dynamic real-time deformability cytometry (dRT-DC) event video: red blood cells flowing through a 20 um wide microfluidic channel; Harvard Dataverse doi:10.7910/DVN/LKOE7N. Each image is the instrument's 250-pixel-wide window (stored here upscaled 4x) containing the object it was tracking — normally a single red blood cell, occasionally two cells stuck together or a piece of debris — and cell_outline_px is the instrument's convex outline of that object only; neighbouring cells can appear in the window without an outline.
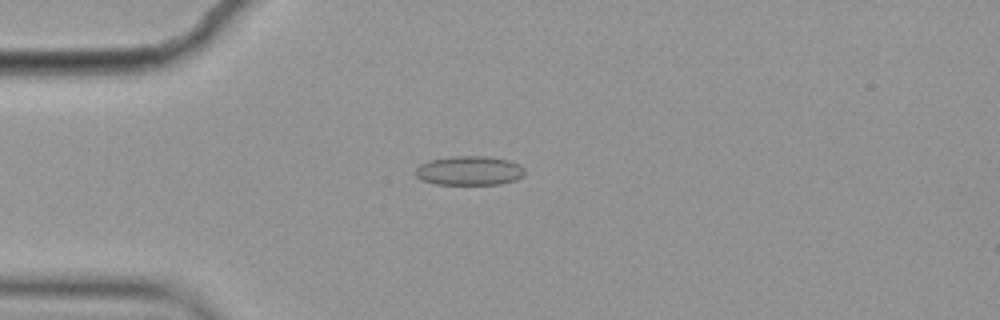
{"species": "common noctule bat (a hibernating species)", "species_latin": "Nyctalus noctula", "temperature_condition": "cold", "stored_images_in_passage": 5, "camera_frame_rate_fps": 3000, "um_per_image_px": 0.085, "animal": {"sex": "female", "body_mass_g": 19.9}, "frame": {"image": 1, "passage_image": 5, "time_ms": 1.333, "image_size_px": [1000, 320], "cell_outline_px": [[524, 176], [516, 180], [500, 184], [436, 184], [420, 180], [412, 172], [420, 164], [432, 160], [452, 156], [484, 156], [508, 160], [520, 164], [524, 168]], "centroid_in_image_um": [39.88, 14.51], "position_along_channel_um": 45.1, "area_um2": 18.73}}